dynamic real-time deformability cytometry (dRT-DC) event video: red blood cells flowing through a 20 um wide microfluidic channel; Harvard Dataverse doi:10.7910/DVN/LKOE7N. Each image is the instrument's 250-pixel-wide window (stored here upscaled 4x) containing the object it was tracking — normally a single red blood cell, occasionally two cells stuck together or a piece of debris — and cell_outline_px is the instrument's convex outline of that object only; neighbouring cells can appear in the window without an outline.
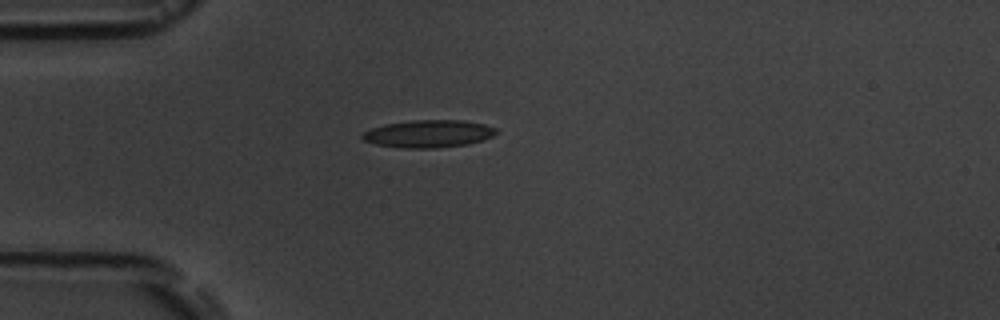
{"species": "common noctule bat (a hibernating species)", "species_latin": "Nyctalus noctula", "temperature_condition": "room temperature", "stored_images_in_passage": 5, "camera_frame_rate_fps": 3000, "um_per_image_px": 0.085, "animal": {"sex": "male", "body_mass_g": 19.5, "forearm_length_mm": 54.6}, "frame": {"image": 1, "passage_image": 5, "time_ms": 5.667, "image_size_px": [1000, 320], "cell_outline_px": [[496, 132], [492, 136], [484, 140], [468, 144], [436, 148], [400, 148], [376, 144], [364, 140], [360, 136], [364, 132], [372, 128], [384, 124], [412, 120], [460, 120], [484, 124], [496, 128]], "centroid_in_image_um": [36.41, 11.37], "position_along_channel_um": 48.6, "area_um2": 21.44}}